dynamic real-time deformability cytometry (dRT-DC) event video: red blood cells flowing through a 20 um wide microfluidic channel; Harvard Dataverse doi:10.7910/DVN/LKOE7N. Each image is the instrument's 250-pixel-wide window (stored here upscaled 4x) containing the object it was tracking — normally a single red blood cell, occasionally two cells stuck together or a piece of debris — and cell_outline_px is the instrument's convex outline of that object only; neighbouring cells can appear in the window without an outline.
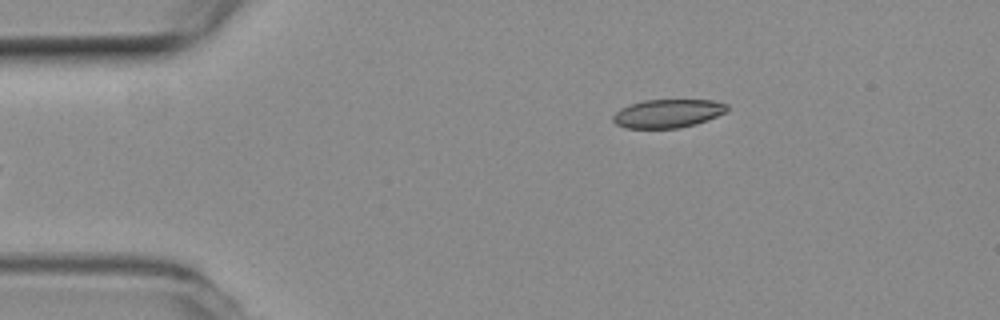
{"species": "common noctule bat (a hibernating species)", "species_latin": "Nyctalus noctula", "temperature_condition": "room temperature", "stored_images_in_passage": 3, "camera_frame_rate_fps": 3000, "um_per_image_px": 0.085, "animal": {"sex": "female", "body_mass_g": 19.3, "forearm_length_mm": 54.1}, "frame": {"image": 1, "passage_image": 3, "time_ms": 0.667, "image_size_px": [1000, 320], "cell_outline_px": [[728, 112], [708, 120], [696, 124], [680, 128], [628, 128], [616, 124], [612, 120], [612, 116], [620, 108], [628, 104], [644, 100], [712, 100], [728, 104]], "centroid_in_image_um": [56.78, 9.64], "position_along_channel_um": 28.2, "area_um2": 19.13}}